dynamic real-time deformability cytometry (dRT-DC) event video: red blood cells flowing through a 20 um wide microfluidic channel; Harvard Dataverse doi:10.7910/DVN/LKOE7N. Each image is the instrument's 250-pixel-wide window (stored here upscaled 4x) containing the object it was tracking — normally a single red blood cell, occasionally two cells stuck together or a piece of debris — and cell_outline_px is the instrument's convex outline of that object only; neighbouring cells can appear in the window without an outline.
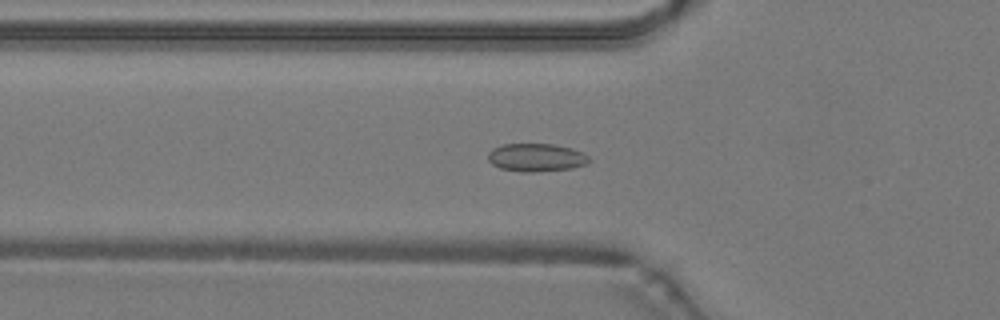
{"species": "common noctule bat (a hibernating species)", "species_latin": "Nyctalus noctula", "temperature_condition": "warm", "stored_images_in_passage": 48, "camera_frame_rate_fps": 3000, "um_per_image_px": 0.085, "animal": {"sex": "male", "body_mass_g": 19.2, "forearm_length_mm": 51.8}, "frame": {"image": 1, "passage_image": 16, "time_ms": 5.0, "image_size_px": [1000, 320], "cell_outline_px": [[592, 160], [584, 164], [572, 168], [536, 172], [524, 172], [500, 168], [492, 164], [488, 160], [488, 152], [492, 148], [504, 144], [552, 144], [572, 148], [588, 156]], "centroid_in_image_um": [45.55, 13.39], "position_along_channel_um": 80.2, "area_um2": 16.47}}
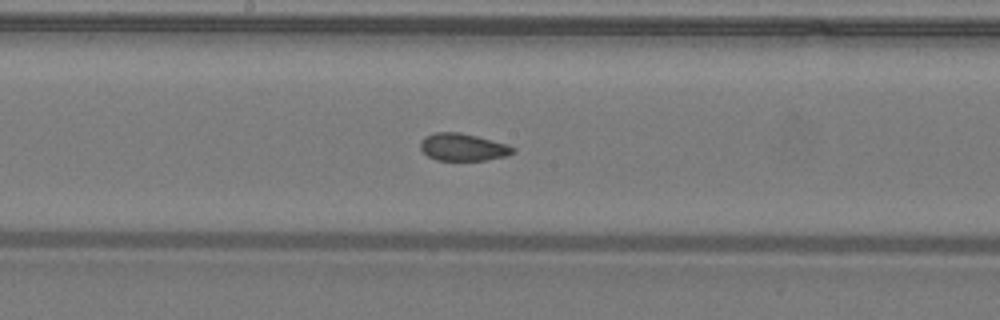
{"frame": {"image": 2, "passage_image": 25, "time_ms": 8.0, "image_size_px": [1000, 320], "cell_outline_px": [[516, 152], [508, 156], [484, 160], [436, 160], [428, 156], [420, 148], [420, 140], [424, 136], [436, 132], [460, 132], [508, 144], [516, 148]], "centroid_in_image_um": [39.37, 12.5], "position_along_channel_um": 208.8, "area_um2": 14.91}}
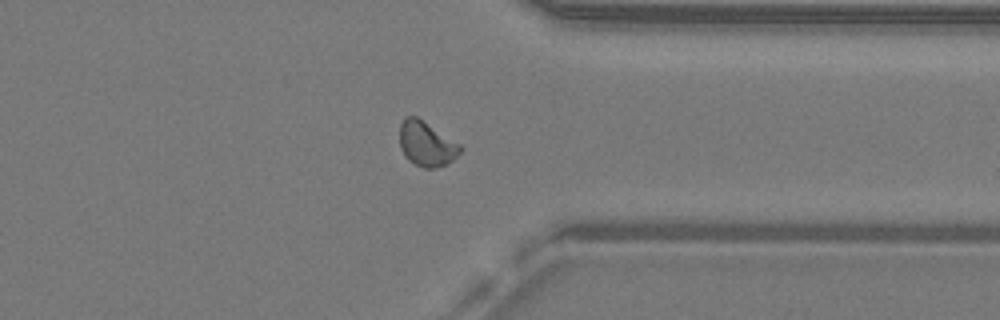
{"frame": {"image": 3, "passage_image": 37, "time_ms": 12.0, "image_size_px": [1000, 320], "cell_outline_px": [[464, 148], [448, 164], [436, 168], [424, 168], [408, 160], [404, 156], [400, 148], [400, 124], [404, 116], [416, 116], [460, 144]], "centroid_in_image_um": [36.24, 12.23], "position_along_channel_um": 375.2, "area_um2": 15.84}, "authors_computed_cell_mechanics": {"area_um2": 15.4904, "velocity_mm_per_s": 4.2522, "shape_relaxation_time_tau1_ms": null, "shape_relaxation_time_tau2_ms": 0.7918, "deformation_change_tau1": null, "deformation_change_tau2": 0.0473}}